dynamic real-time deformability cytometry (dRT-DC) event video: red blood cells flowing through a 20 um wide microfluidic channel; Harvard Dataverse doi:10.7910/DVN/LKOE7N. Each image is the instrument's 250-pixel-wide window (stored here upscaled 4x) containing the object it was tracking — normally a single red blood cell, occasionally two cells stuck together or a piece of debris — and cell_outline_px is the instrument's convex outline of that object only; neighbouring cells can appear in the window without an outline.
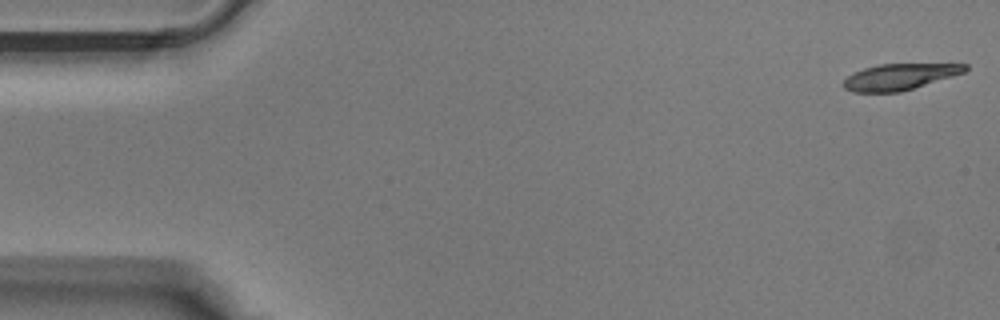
{"species": "Egyptian fruit bat (a non-hibernating species)", "species_latin": "Rousettus aegyptiacus", "temperature_condition": "warm", "stored_images_in_passage": 37, "camera_frame_rate_fps": 3000, "um_per_image_px": 0.085, "animal": {"sex": "male"}, "frame": {"image": 1, "passage_image": 1, "time_ms": 0.0, "image_size_px": [1000, 320], "cell_outline_px": [[968, 68], [964, 72], [952, 76], [900, 92], [852, 92], [844, 88], [844, 80], [848, 76], [864, 68], [876, 64], [968, 64]], "centroid_in_image_um": [76.45, 6.52], "position_along_channel_um": 8.6, "area_um2": 18.26}}
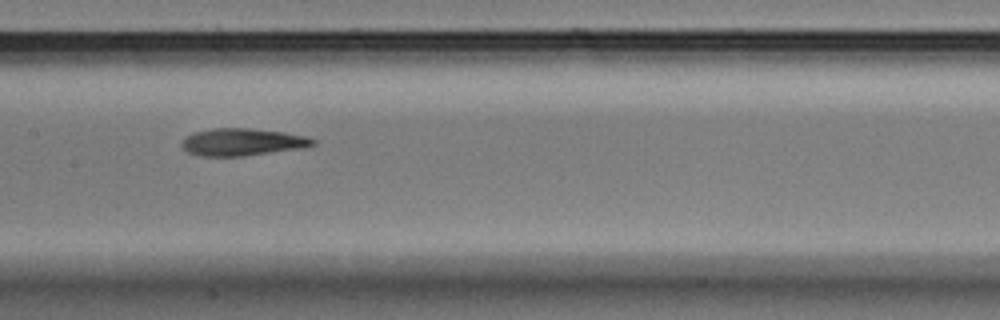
{"frame": {"image": 2, "passage_image": 19, "time_ms": 6.0, "image_size_px": [1000, 320], "cell_outline_px": [[316, 144], [304, 148], [244, 156], [200, 156], [188, 152], [180, 144], [192, 132], [212, 128], [248, 128], [284, 132], [304, 136], [316, 140]], "centroid_in_image_um": [20.61, 12.07], "position_along_channel_um": 186.8, "area_um2": 20.87}}
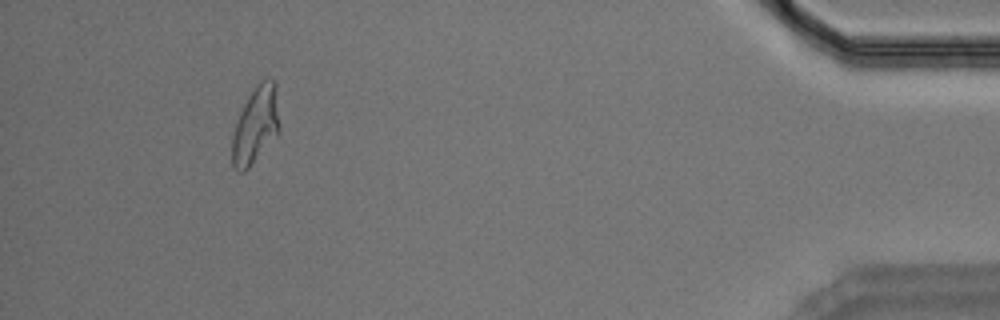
{"frame": {"image": 3, "passage_image": 36, "time_ms": 11.667, "image_size_px": [1000, 320], "cell_outline_px": [[280, 132], [248, 168], [244, 172], [236, 172], [232, 164], [232, 136], [240, 112], [248, 96], [256, 84], [260, 80], [272, 80], [276, 84], [280, 128]], "centroid_in_image_um": [21.74, 10.65], "position_along_channel_um": 413.5, "area_um2": 21.27}}